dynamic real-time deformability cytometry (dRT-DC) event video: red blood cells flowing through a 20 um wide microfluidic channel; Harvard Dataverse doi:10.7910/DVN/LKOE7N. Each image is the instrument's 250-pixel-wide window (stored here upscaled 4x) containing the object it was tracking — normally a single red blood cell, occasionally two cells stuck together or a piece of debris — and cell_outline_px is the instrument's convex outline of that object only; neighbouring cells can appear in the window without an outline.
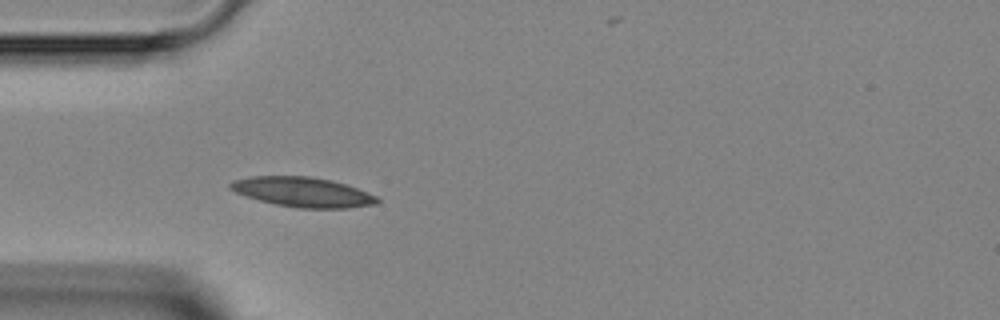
{"species": "Egyptian fruit bat (a non-hibernating species)", "species_latin": "Rousettus aegyptiacus", "temperature_condition": "room temperature", "stored_images_in_passage": 2, "camera_frame_rate_fps": 3000, "um_per_image_px": 0.085, "animal": {"sex": "female"}, "frame": {"image": 1, "passage_image": 2, "time_ms": 1.0, "image_size_px": [1000, 320], "cell_outline_px": [[380, 200], [376, 204], [348, 208], [296, 208], [276, 204], [260, 200], [236, 192], [228, 188], [228, 184], [232, 180], [252, 176], [308, 176], [332, 180], [368, 192], [376, 196]], "centroid_in_image_um": [25.73, 16.32], "position_along_channel_um": 59.3, "area_um2": 25.37}}